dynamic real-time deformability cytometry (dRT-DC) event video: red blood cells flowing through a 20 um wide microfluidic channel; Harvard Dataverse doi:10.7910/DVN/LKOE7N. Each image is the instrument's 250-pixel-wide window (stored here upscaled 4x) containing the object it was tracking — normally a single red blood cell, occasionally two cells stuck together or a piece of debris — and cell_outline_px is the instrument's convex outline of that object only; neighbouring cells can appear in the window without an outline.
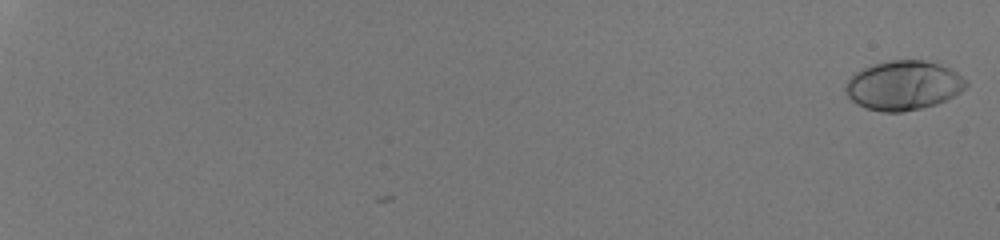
{"species": "human", "species_latin": "Homo sapiens", "temperature_condition": "room temperature", "stored_images_in_passage": 55, "camera_frame_rate_fps": 3000, "um_per_image_px": 0.085, "donor": {"sex": "male"}, "frame": {"image": 1, "passage_image": 1, "time_ms": 0.0, "image_size_px": [1000, 240], "cell_outline_px": [[968, 84], [960, 92], [936, 104], [920, 108], [900, 112], [880, 112], [856, 104], [848, 96], [844, 88], [848, 80], [856, 72], [872, 64], [888, 60], [924, 60], [940, 64], [956, 72], [968, 80]], "centroid_in_image_um": [76.79, 7.25], "position_along_channel_um": 8.2, "area_um2": 34.51}}
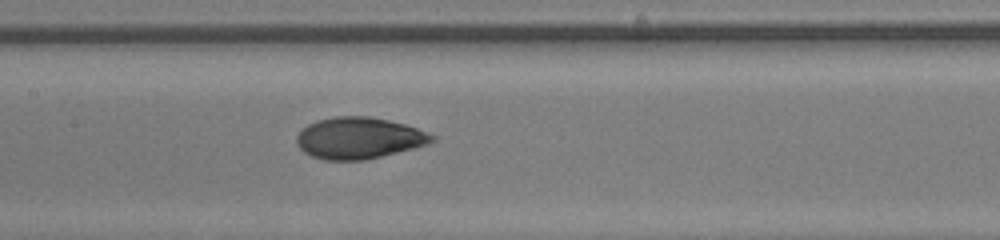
{"frame": {"image": 2, "passage_image": 33, "time_ms": 10.667, "image_size_px": [1000, 240], "cell_outline_px": [[436, 140], [428, 144], [364, 160], [324, 160], [312, 156], [304, 152], [296, 144], [296, 136], [308, 124], [316, 120], [336, 116], [368, 116], [388, 120], [404, 124], [416, 128], [436, 136]], "centroid_in_image_um": [30.49, 11.73], "position_along_channel_um": 176.9, "area_um2": 32.54}}
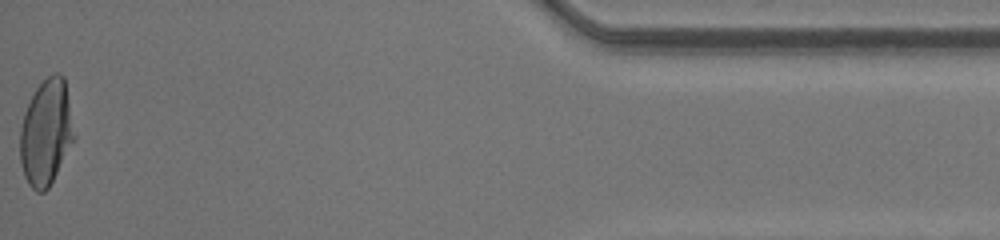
{"frame": {"image": 3, "passage_image": 55, "time_ms": 18.0, "image_size_px": [1000, 240], "cell_outline_px": [[76, 136], [48, 188], [44, 192], [36, 192], [28, 184], [24, 176], [20, 164], [20, 128], [24, 112], [36, 88], [48, 76], [56, 72], [64, 76]], "centroid_in_image_um": [3.92, 11.26], "position_along_channel_um": 431.3, "area_um2": 33.35}, "authors_computed_cell_mechanics": {"area_um2": 32.657, "velocity_mm_per_s": 4.2597, "shape_relaxation_time_tau1_ms": 4.6396, "shape_relaxation_time_tau2_ms": 0.8309, "deformation_change_tau1": 0.2262, "deformation_change_tau2": 0.0458}}